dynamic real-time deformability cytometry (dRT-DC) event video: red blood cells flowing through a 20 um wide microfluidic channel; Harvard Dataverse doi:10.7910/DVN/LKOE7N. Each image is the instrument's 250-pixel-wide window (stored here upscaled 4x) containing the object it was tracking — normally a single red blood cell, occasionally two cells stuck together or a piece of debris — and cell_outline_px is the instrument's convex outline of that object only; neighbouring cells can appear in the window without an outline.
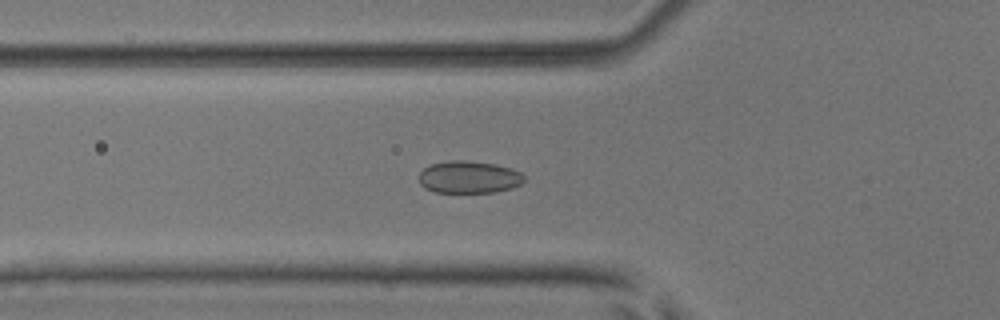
{"species": "common noctule bat (a hibernating species)", "species_latin": "Nyctalus noctula", "temperature_condition": "room temperature", "stored_images_in_passage": 29, "camera_frame_rate_fps": 3000, "um_per_image_px": 0.085, "animal": {"sex": "male", "body_mass_g": 17.9, "forearm_length_mm": 54.2}, "frame": {"image": 1, "passage_image": 2, "time_ms": 0.333, "image_size_px": [1000, 320], "cell_outline_px": [[524, 180], [520, 184], [512, 188], [496, 192], [436, 192], [424, 188], [420, 184], [420, 172], [424, 168], [432, 164], [448, 160], [464, 160], [496, 164], [512, 168], [520, 172], [524, 176]], "centroid_in_image_um": [39.87, 15.05], "position_along_channel_um": 85.9, "area_um2": 19.83}}
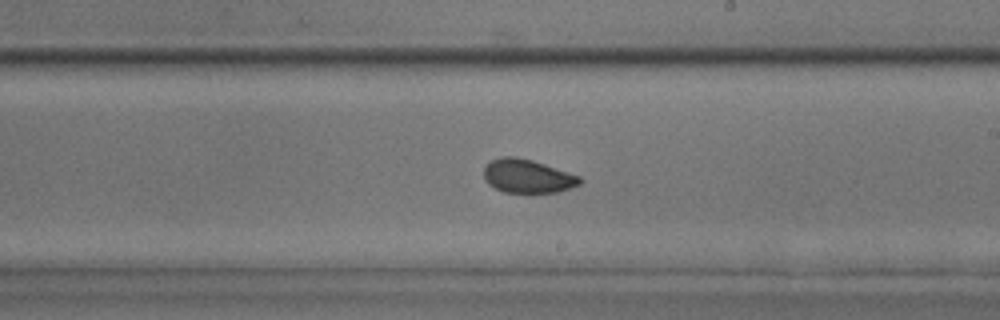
{"frame": {"image": 2, "passage_image": 14, "time_ms": 4.333, "image_size_px": [1000, 320], "cell_outline_px": [[584, 180], [580, 184], [556, 192], [504, 192], [488, 184], [484, 176], [484, 168], [492, 160], [500, 156], [516, 156], [532, 160], [580, 176]], "centroid_in_image_um": [44.84, 14.96], "position_along_channel_um": 244.2, "area_um2": 18.61}}
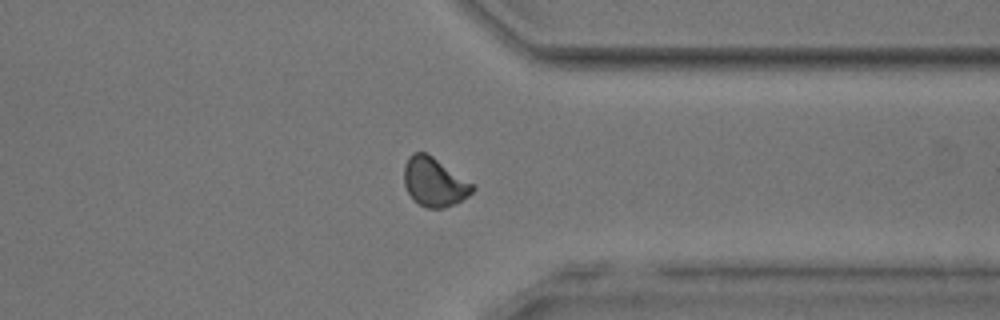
{"frame": {"image": 3, "passage_image": 24, "time_ms": 7.667, "image_size_px": [1000, 320], "cell_outline_px": [[476, 188], [468, 196], [444, 208], [424, 208], [408, 192], [404, 184], [404, 164], [408, 156], [412, 152], [424, 152], [432, 156], [476, 184]], "centroid_in_image_um": [36.93, 15.45], "position_along_channel_um": 374.5, "area_um2": 19.54}, "authors_computed_cell_mechanics": {"area_um2": 18.785, "velocity_mm_per_s": 3.9621, "shape_relaxation_time_tau1_ms": null, "shape_relaxation_time_tau2_ms": 1.3165, "deformation_change_tau1": null, "deformation_change_tau2": 0.0444}}